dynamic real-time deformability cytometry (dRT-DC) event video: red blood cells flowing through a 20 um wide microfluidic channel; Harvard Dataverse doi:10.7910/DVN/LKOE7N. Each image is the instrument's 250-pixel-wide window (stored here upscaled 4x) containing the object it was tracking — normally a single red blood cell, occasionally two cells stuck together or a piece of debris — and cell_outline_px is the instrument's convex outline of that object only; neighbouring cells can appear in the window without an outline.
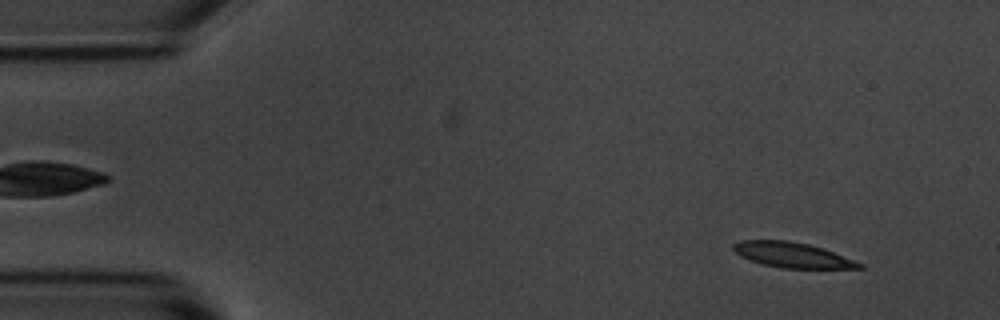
{"species": "common noctule bat (a hibernating species)", "species_latin": "Nyctalus noctula", "temperature_condition": "room temperature", "stored_images_in_passage": 53, "camera_frame_rate_fps": 3000, "um_per_image_px": 0.085, "animal": {"sex": "male", "body_mass_g": 20.1, "forearm_length_mm": 53.5}, "frame": {"image": 1, "passage_image": 4, "time_ms": 1.0, "image_size_px": [1000, 320], "cell_outline_px": [[864, 268], [780, 268], [764, 264], [740, 256], [732, 248], [732, 244], [740, 240], [788, 240], [808, 244], [832, 252], [864, 264]], "centroid_in_image_um": [67.31, 21.67], "position_along_channel_um": 17.7, "area_um2": 18.21}}
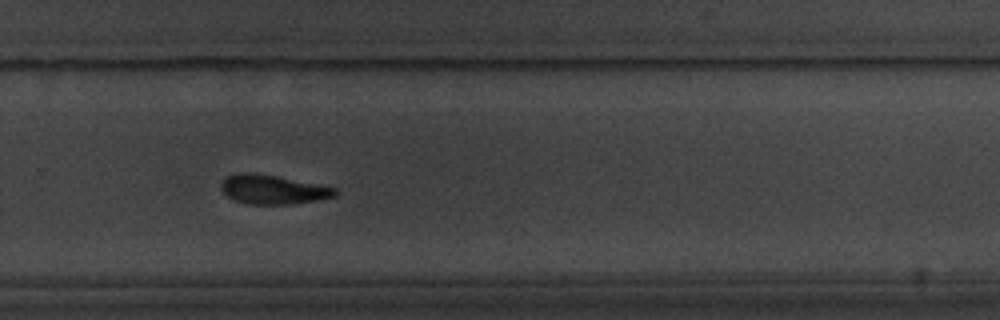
{"frame": {"image": 2, "passage_image": 35, "time_ms": 11.333, "image_size_px": [1000, 320], "cell_outline_px": [[340, 192], [336, 196], [316, 200], [288, 204], [248, 204], [236, 200], [228, 196], [220, 188], [220, 184], [228, 176], [236, 172], [256, 172], [336, 188]], "centroid_in_image_um": [23.18, 16.09], "position_along_channel_um": 306.6, "area_um2": 19.25}}
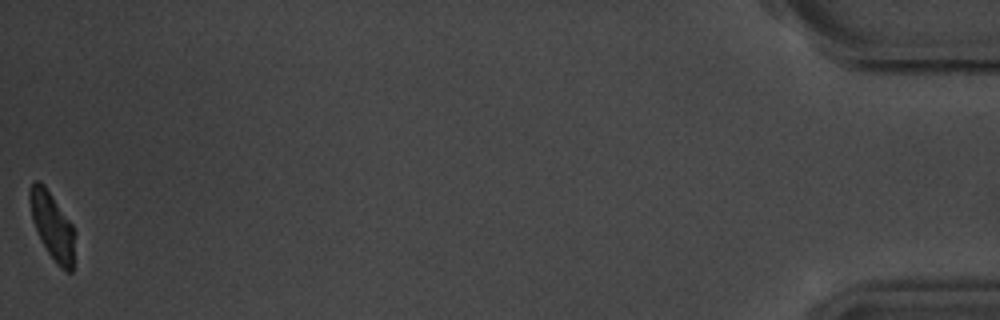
{"frame": {"image": 3, "passage_image": 53, "time_ms": 17.333, "image_size_px": [1000, 320], "cell_outline_px": [[76, 232], [72, 272], [68, 272], [60, 268], [56, 264], [40, 240], [32, 220], [28, 200], [28, 192], [32, 184], [36, 180], [40, 180], [44, 184], [72, 224]], "centroid_in_image_um": [4.44, 19.2], "position_along_channel_um": 430.8, "area_um2": 17.92}, "authors_computed_cell_mechanics": {"area_um2": 19.8832, "velocity_mm_per_s": 3.6868, "shape_relaxation_time_tau1_ms": 4.241, "shape_relaxation_time_tau2_ms": 5.3498, "deformation_change_tau1": 0.1439, "deformation_change_tau2": 0.1299}}